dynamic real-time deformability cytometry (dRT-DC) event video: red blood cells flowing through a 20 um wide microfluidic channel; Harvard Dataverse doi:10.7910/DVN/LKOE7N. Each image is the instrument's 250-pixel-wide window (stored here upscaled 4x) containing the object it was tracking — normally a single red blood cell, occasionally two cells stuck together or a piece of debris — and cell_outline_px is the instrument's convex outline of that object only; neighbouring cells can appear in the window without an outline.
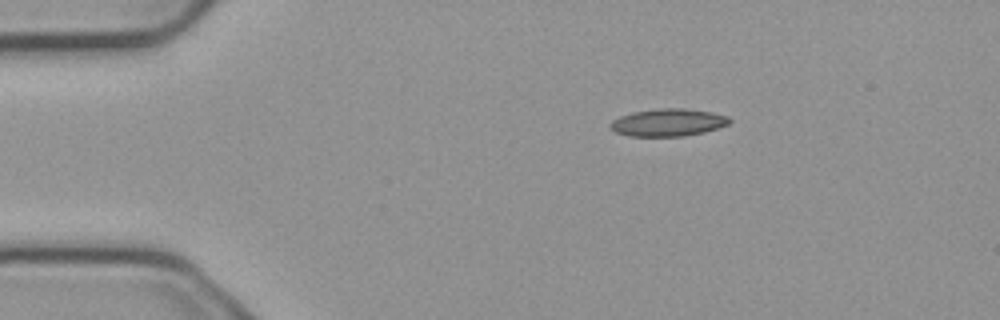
{"species": "common noctule bat (a hibernating species)", "species_latin": "Nyctalus noctula", "temperature_condition": "cold", "stored_images_in_passage": 4, "camera_frame_rate_fps": 3000, "um_per_image_px": 0.085, "animal": {"sex": "male", "body_mass_g": 23.1, "forearm_length_mm": 52.7}, "frame": {"image": 1, "passage_image": 4, "time_ms": 1.0, "image_size_px": [1000, 320], "cell_outline_px": [[732, 120], [728, 124], [704, 132], [684, 136], [628, 136], [616, 132], [608, 124], [612, 120], [620, 116], [632, 112], [660, 108], [684, 108], [712, 112], [728, 116]], "centroid_in_image_um": [56.78, 10.4], "position_along_channel_um": 28.2, "area_um2": 19.07}}